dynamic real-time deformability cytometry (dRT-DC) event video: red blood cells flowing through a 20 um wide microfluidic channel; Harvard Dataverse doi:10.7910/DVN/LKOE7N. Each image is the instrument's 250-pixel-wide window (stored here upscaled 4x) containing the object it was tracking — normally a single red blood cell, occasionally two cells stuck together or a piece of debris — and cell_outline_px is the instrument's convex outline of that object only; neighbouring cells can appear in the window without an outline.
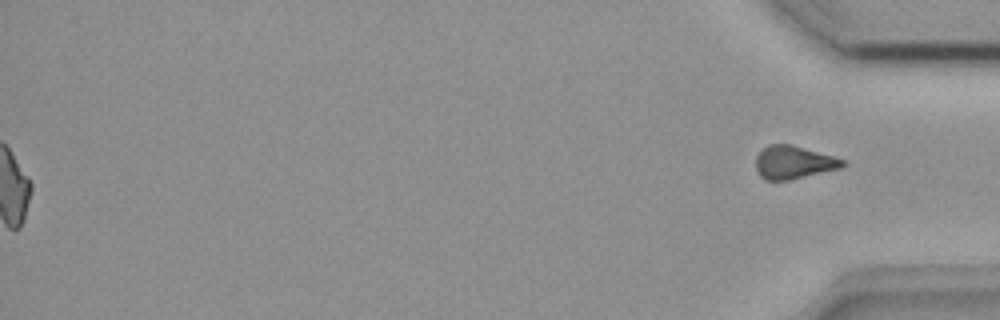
{"species": "common noctule bat (a hibernating species)", "species_latin": "Nyctalus noctula", "temperature_condition": "room temperature", "stored_images_in_passage": 40, "segment_of_instrument_passage": [2, 2], "camera_frame_rate_fps": 3000, "um_per_image_px": 0.085, "animal": {"sex": "female", "body_mass_g": 18.4}, "frame": {"image": 1, "passage_image": 40, "time_ms": 13.0, "image_size_px": [1000, 320], "cell_outline_px": [[848, 164], [840, 168], [788, 180], [764, 180], [760, 176], [756, 168], [756, 156], [768, 144], [792, 144], [848, 160]], "centroid_in_image_um": [67.49, 13.79], "position_along_channel_um": 367.7, "area_um2": 16.82}}